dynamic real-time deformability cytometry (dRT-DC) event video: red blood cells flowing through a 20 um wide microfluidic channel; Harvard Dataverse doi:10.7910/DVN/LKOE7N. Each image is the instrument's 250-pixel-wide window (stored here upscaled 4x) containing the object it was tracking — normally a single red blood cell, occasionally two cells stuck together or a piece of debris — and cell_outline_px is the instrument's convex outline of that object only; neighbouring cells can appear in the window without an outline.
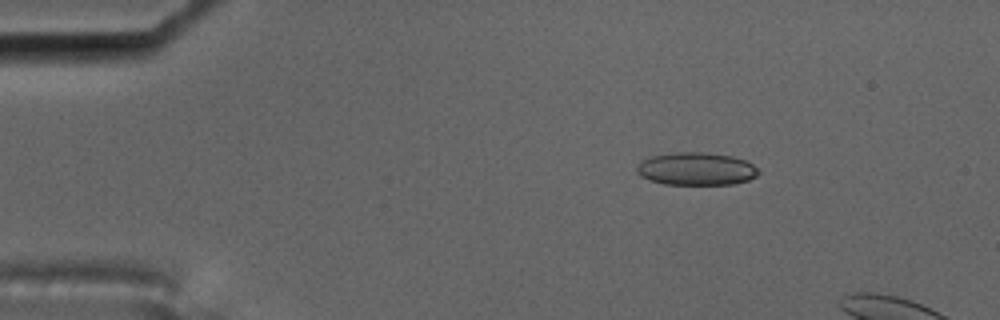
{"species": "common noctule bat (a hibernating species)", "species_latin": "Nyctalus noctula", "temperature_condition": "cold", "stored_images_in_passage": 4, "camera_frame_rate_fps": 3000, "um_per_image_px": 0.085, "animal": {"sex": "male", "body_mass_g": 17.5, "forearm_length_mm": 52.3}, "frame": {"image": 1, "passage_image": 4, "time_ms": 1.0, "image_size_px": [1000, 320], "cell_outline_px": [[760, 172], [756, 176], [748, 180], [732, 184], [664, 184], [640, 176], [636, 172], [636, 168], [640, 160], [652, 156], [676, 152], [700, 152], [732, 156], [744, 160], [752, 164]], "centroid_in_image_um": [59.15, 14.35], "position_along_channel_um": 25.8, "area_um2": 23.12}}